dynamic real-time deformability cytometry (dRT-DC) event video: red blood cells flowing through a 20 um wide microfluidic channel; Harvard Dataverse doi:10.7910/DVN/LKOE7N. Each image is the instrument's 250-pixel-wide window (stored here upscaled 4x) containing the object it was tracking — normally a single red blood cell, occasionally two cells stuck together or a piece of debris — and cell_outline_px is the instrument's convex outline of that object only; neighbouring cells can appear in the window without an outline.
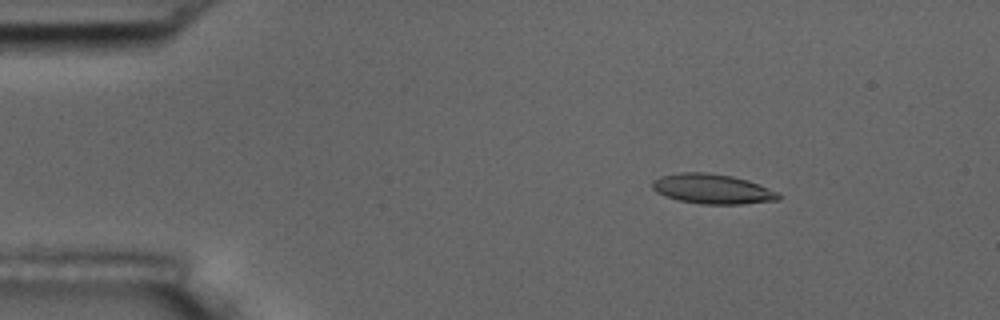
{"species": "common noctule bat (a hibernating species)", "species_latin": "Nyctalus noctula", "temperature_condition": "room temperature", "stored_images_in_passage": 4, "camera_frame_rate_fps": 3000, "um_per_image_px": 0.085, "animal": {"sex": "male", "body_mass_g": 17.5, "forearm_length_mm": 52.3}, "frame": {"image": 1, "passage_image": 2, "time_ms": 0.333, "image_size_px": [1000, 320], "cell_outline_px": [[780, 200], [744, 204], [700, 204], [676, 200], [664, 196], [656, 192], [652, 188], [652, 180], [660, 176], [680, 172], [708, 172], [732, 176], [748, 180], [760, 184], [780, 192]], "centroid_in_image_um": [60.56, 16.06], "position_along_channel_um": 24.4, "area_um2": 22.37}}